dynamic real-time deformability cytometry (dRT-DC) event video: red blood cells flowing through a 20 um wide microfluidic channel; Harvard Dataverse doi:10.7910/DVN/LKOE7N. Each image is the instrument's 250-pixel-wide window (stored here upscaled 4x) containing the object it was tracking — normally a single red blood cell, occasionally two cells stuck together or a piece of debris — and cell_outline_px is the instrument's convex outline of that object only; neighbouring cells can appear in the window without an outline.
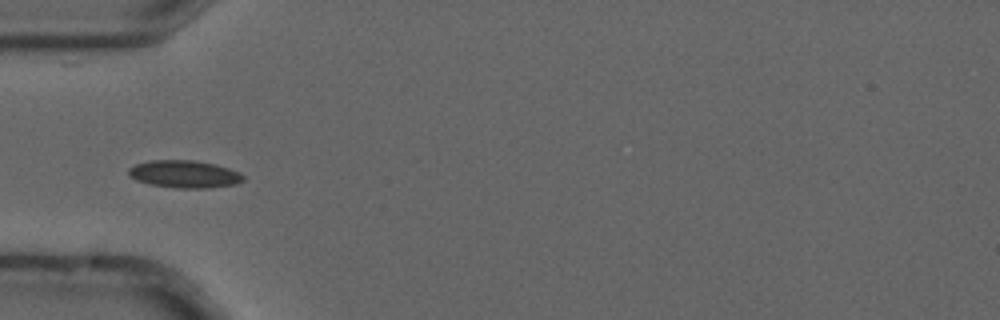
{"species": "common noctule bat (a hibernating species)", "species_latin": "Nyctalus noctula", "temperature_condition": "cold", "stored_images_in_passage": 8, "camera_frame_rate_fps": 3000, "um_per_image_px": 0.085, "animal": {"sex": "male", "forearm_length_mm": 52.5}, "frame": {"image": 1, "passage_image": 5, "time_ms": 1.333, "image_size_px": [1000, 320], "cell_outline_px": [[244, 180], [236, 184], [212, 188], [176, 188], [148, 184], [136, 180], [128, 176], [128, 168], [136, 164], [148, 160], [192, 160], [216, 164], [240, 172], [244, 176]], "centroid_in_image_um": [15.66, 14.8], "position_along_channel_um": 69.3, "area_um2": 18.61}}
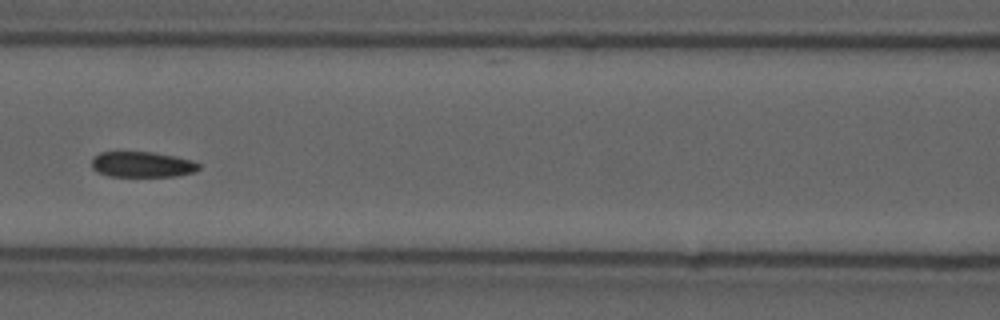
{"frame": {"image": 2, "passage_image": 7, "time_ms": 2.0, "image_size_px": [1000, 320], "cell_outline_px": [[200, 168], [196, 172], [176, 176], [112, 176], [96, 172], [92, 168], [92, 156], [100, 152], [152, 152], [176, 156], [192, 160], [200, 164]], "centroid_in_image_um": [12.09, 13.97], "position_along_channel_um": 154.5, "area_um2": 16.13}}
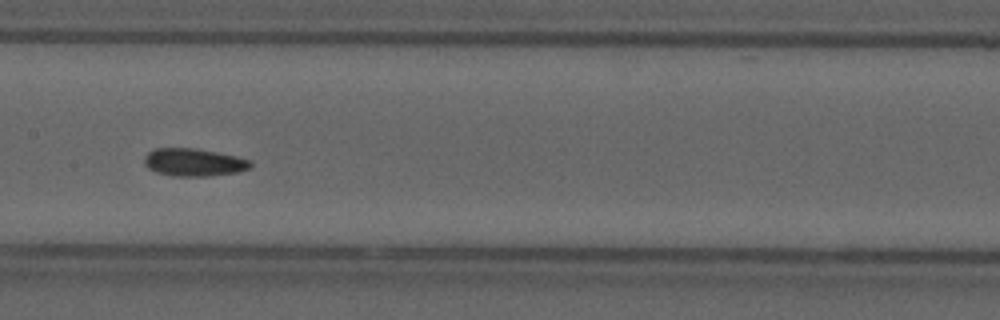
{"frame": {"image": 3, "passage_image": 8, "time_ms": 2.333, "image_size_px": [1000, 320], "cell_outline_px": [[252, 164], [248, 168], [236, 172], [208, 176], [172, 176], [156, 172], [148, 168], [144, 164], [144, 156], [152, 148], [196, 148], [236, 156], [248, 160]], "centroid_in_image_um": [16.4, 13.79], "position_along_channel_um": 191.0, "area_um2": 17.11}}